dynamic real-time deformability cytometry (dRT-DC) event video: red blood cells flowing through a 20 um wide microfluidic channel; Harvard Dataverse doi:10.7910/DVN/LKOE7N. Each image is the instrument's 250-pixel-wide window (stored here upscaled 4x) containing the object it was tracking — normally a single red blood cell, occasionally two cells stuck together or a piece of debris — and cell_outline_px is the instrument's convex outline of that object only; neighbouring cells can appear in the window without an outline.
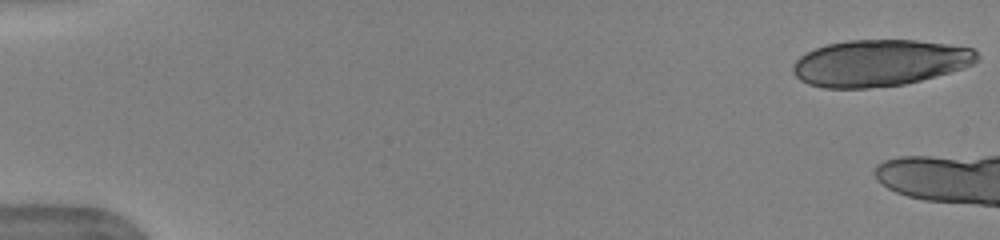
{"species": "human", "species_latin": "Homo sapiens", "temperature_condition": "warm", "stored_images_in_passage": 6, "camera_frame_rate_fps": 3000, "um_per_image_px": 0.085, "donor": {"sex": "female"}, "frame": {"image": 1, "passage_image": 1, "time_ms": 0.0, "image_size_px": [1000, 240], "cell_outline_px": [[980, 60], [964, 68], [920, 80], [904, 84], [868, 88], [824, 88], [808, 84], [800, 80], [792, 72], [792, 64], [800, 56], [816, 48], [828, 44], [848, 40], [916, 40], [948, 44], [972, 48], [980, 56]], "centroid_in_image_um": [74.77, 5.35], "position_along_channel_um": 10.2, "area_um2": 49.94}}